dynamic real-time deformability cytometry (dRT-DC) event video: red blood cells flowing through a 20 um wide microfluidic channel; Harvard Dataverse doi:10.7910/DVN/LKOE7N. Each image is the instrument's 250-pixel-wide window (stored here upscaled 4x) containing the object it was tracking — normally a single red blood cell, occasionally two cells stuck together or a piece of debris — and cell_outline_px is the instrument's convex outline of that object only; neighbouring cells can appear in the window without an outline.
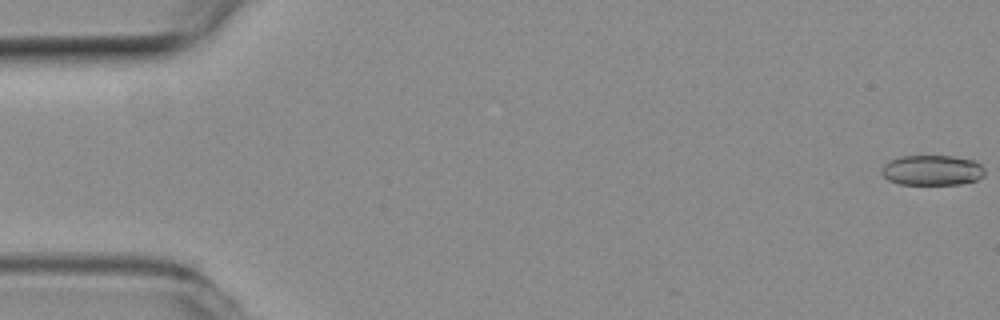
{"species": "common noctule bat (a hibernating species)", "species_latin": "Nyctalus noctula", "temperature_condition": "room temperature", "stored_images_in_passage": 4, "camera_frame_rate_fps": 3000, "um_per_image_px": 0.085, "animal": {"sex": "female", "body_mass_g": 19.3, "forearm_length_mm": 54.1}, "frame": {"image": 1, "passage_image": 1, "time_ms": 0.0, "image_size_px": [1000, 320], "cell_outline_px": [[984, 176], [976, 180], [960, 184], [900, 184], [888, 180], [880, 172], [880, 168], [888, 160], [900, 156], [952, 156], [976, 160], [984, 168]], "centroid_in_image_um": [79.21, 14.46], "position_along_channel_um": 5.8, "area_um2": 18.38}}